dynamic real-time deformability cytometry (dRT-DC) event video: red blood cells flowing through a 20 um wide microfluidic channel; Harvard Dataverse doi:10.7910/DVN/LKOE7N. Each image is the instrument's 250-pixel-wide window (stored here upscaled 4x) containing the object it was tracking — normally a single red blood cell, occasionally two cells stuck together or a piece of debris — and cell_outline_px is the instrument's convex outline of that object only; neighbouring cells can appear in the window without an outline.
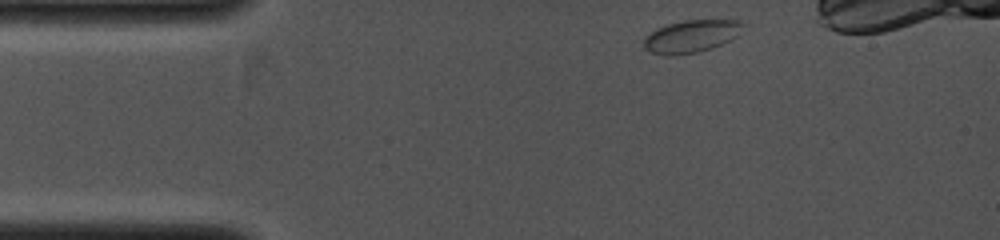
{"species": "common noctule bat (a hibernating species)", "species_latin": "Nyctalus noctula", "temperature_condition": "cold", "stored_images_in_passage": 33, "camera_frame_rate_fps": 4000, "um_per_image_px": 0.085, "animal": {"sex": "female", "body_mass_g": 19.0, "forearm_length_mm": 53.3}, "frame": {"image": 1, "passage_image": 1, "time_ms": 0.0, "image_size_px": [1000, 240], "cell_outline_px": [[744, 24], [736, 36], [712, 48], [696, 52], [672, 56], [668, 56], [652, 52], [644, 48], [644, 36], [656, 28], [668, 24], [684, 20], [740, 20]], "centroid_in_image_um": [58.71, 3.08], "position_along_channel_um": 26.3, "area_um2": 18.61}}
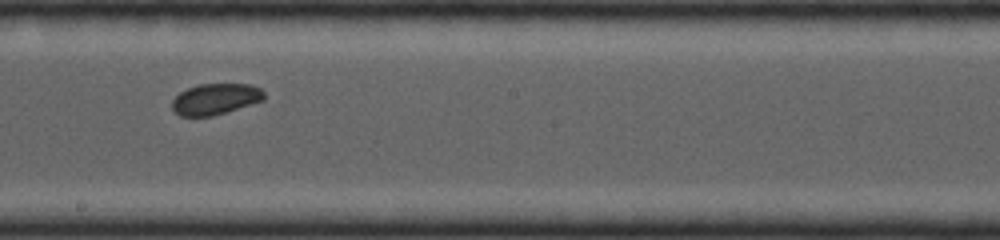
{"frame": {"image": 2, "passage_image": 18, "time_ms": 4.25, "image_size_px": [1000, 240], "cell_outline_px": [[264, 100], [212, 116], [180, 116], [172, 112], [172, 100], [180, 92], [188, 88], [200, 84], [248, 84], [260, 88], [264, 92]], "centroid_in_image_um": [18.28, 8.42], "position_along_channel_um": 229.9, "area_um2": 16.59}}
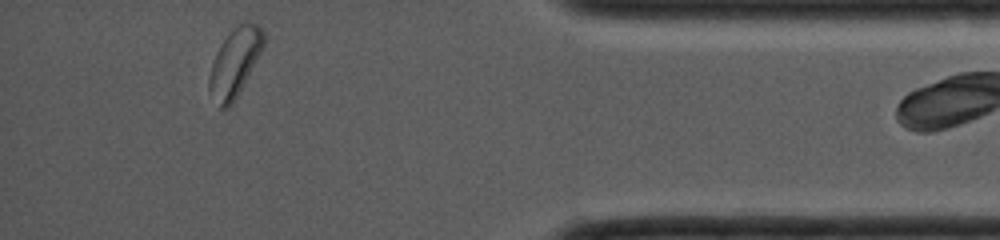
{"frame": {"image": 3, "passage_image": 32, "time_ms": 7.75, "image_size_px": [1000, 240], "cell_outline_px": [[264, 44], [244, 84], [232, 104], [228, 108], [220, 108], [208, 92], [208, 80], [212, 60], [216, 52], [232, 28], [244, 20], [248, 20], [256, 24], [264, 32]], "centroid_in_image_um": [19.93, 5.3], "position_along_channel_um": 415.3, "area_um2": 21.56}}